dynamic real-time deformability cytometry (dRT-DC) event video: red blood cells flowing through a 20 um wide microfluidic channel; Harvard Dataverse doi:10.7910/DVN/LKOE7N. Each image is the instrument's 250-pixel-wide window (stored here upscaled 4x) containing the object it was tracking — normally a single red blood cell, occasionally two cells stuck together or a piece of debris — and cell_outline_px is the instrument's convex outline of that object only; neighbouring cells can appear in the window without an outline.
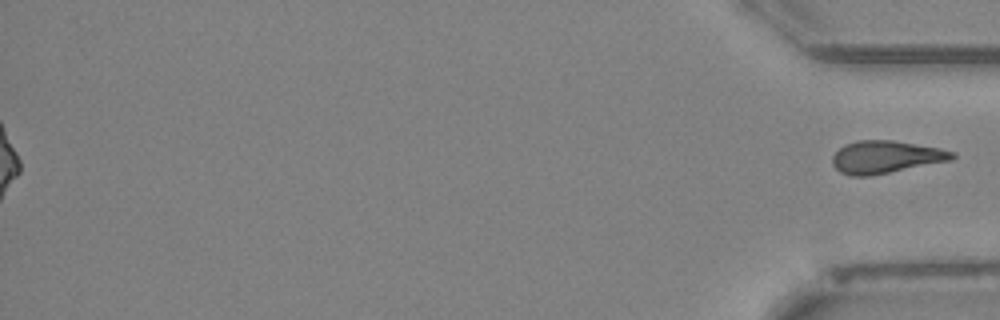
{"species": "Egyptian fruit bat (a non-hibernating species)", "species_latin": "Rousettus aegyptiacus", "temperature_condition": "cold", "stored_images_in_passage": 52, "segment_of_instrument_passage": [2, 2], "camera_frame_rate_fps": 3000, "um_per_image_px": 0.085, "animal": {"sex": "female"}, "frame": {"image": 1, "passage_image": 52, "time_ms": 17.0, "image_size_px": [1000, 320], "cell_outline_px": [[956, 156], [952, 160], [868, 176], [852, 176], [840, 172], [832, 164], [832, 156], [844, 144], [856, 140], [892, 140], [940, 148], [956, 152]], "centroid_in_image_um": [75.28, 13.33], "position_along_channel_um": 359.9, "area_um2": 22.66}}